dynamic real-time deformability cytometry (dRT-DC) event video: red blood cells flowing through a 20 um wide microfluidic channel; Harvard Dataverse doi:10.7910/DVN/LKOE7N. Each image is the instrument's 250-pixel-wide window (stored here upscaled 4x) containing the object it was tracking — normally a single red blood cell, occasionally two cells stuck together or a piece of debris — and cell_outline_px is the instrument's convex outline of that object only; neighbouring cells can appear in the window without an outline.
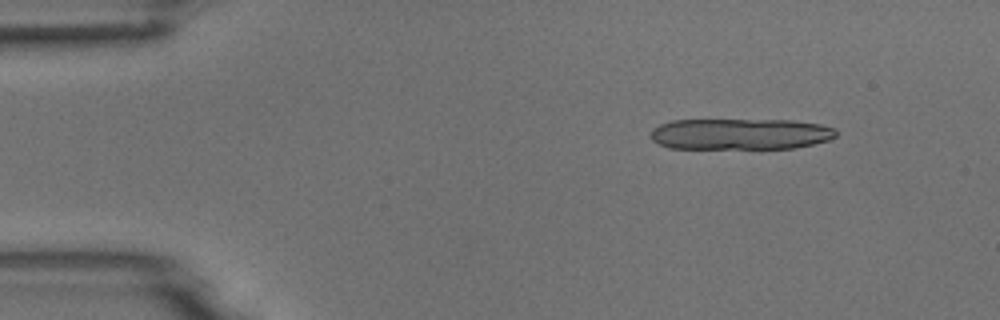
{"species": "common noctule bat (a hibernating species)", "species_latin": "Nyctalus noctula", "temperature_condition": "room temperature", "stored_images_in_passage": 10, "camera_frame_rate_fps": 3000, "um_per_image_px": 0.085, "animal": {"sex": "male", "body_mass_g": 18.8}, "frame": {"image": 1, "passage_image": 2, "time_ms": 1.333, "image_size_px": [1000, 320], "cell_outline_px": [[836, 136], [828, 140], [796, 148], [668, 148], [652, 140], [652, 128], [660, 124], [672, 120], [792, 120], [820, 124], [836, 128]], "centroid_in_image_um": [62.94, 11.38], "position_along_channel_um": 22.1, "area_um2": 33.64}}
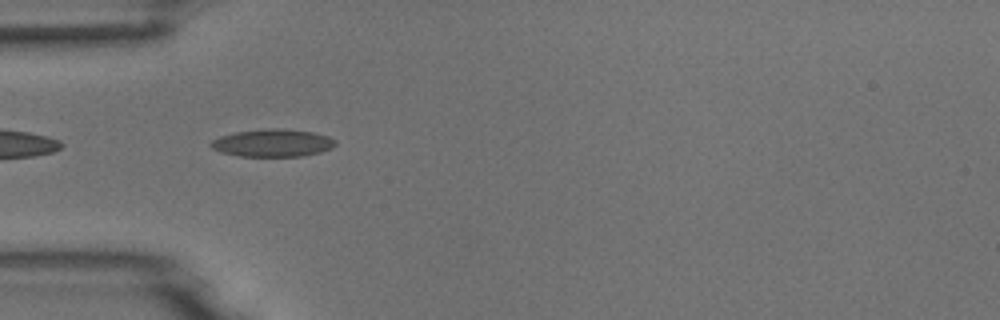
{"frame": {"image": 2, "passage_image": 5, "time_ms": 4.667, "image_size_px": [1000, 320], "cell_outline_px": [[336, 144], [332, 148], [320, 152], [304, 156], [240, 156], [220, 152], [212, 148], [208, 144], [212, 140], [220, 136], [236, 132], [268, 128], [280, 128], [312, 132], [328, 136], [336, 140]], "centroid_in_image_um": [23.17, 12.15], "position_along_channel_um": 61.8, "area_um2": 20.06}}
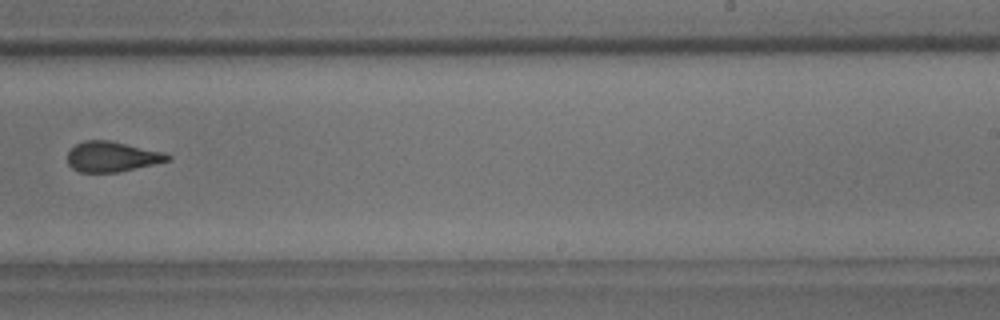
{"frame": {"image": 3, "passage_image": 10, "time_ms": 10.333, "image_size_px": [1000, 320], "cell_outline_px": [[172, 156], [168, 160], [120, 172], [80, 172], [72, 168], [68, 164], [68, 152], [76, 144], [84, 140], [108, 140], [164, 152]], "centroid_in_image_um": [9.49, 13.31], "position_along_channel_um": 279.5, "area_um2": 17.46}}